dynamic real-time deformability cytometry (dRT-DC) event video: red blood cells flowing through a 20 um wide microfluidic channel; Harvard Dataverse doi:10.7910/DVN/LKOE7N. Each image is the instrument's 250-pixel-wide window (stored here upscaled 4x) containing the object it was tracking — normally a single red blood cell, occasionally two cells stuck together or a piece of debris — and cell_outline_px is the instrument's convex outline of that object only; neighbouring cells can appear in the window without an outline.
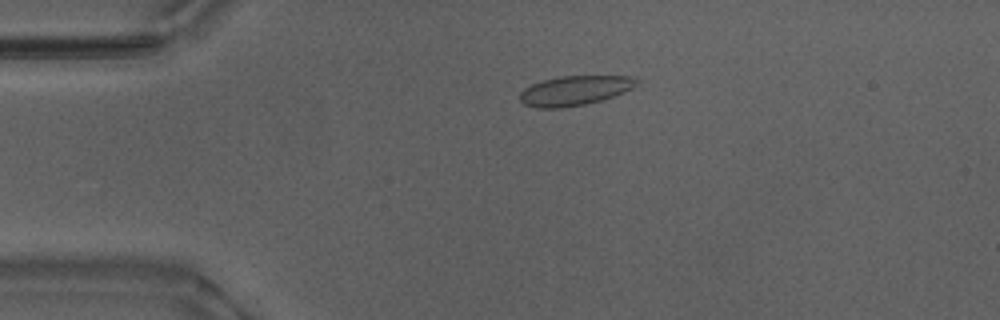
{"species": "Egyptian fruit bat (a non-hibernating species)", "species_latin": "Rousettus aegyptiacus", "temperature_condition": "warm", "stored_images_in_passage": 54, "camera_frame_rate_fps": 3000, "um_per_image_px": 0.085, "animal": {"sex": "male"}, "frame": {"image": 1, "passage_image": 12, "time_ms": 3.667, "image_size_px": [1000, 320], "cell_outline_px": [[640, 84], [624, 92], [600, 100], [584, 104], [560, 108], [540, 108], [524, 104], [520, 100], [520, 92], [524, 88], [532, 84], [544, 80], [560, 76], [636, 76], [640, 80]], "centroid_in_image_um": [48.89, 7.68], "position_along_channel_um": 36.1, "area_um2": 20.11}}
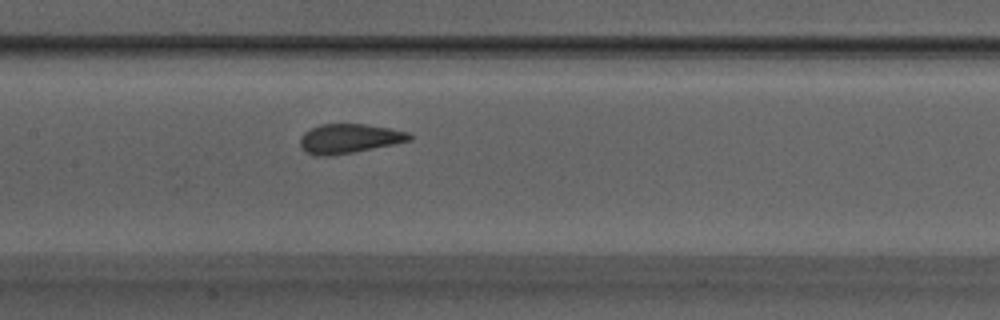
{"frame": {"image": 2, "passage_image": 26, "time_ms": 8.333, "image_size_px": [1000, 320], "cell_outline_px": [[412, 140], [352, 152], [328, 156], [316, 156], [304, 152], [300, 148], [300, 136], [304, 132], [320, 124], [364, 124], [388, 128], [408, 132], [412, 136]], "centroid_in_image_um": [29.62, 11.78], "position_along_channel_um": 177.8, "area_um2": 18.61}}
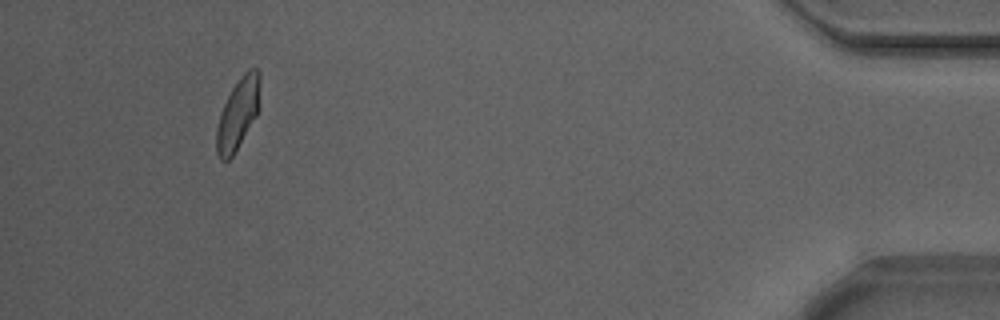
{"frame": {"image": 3, "passage_image": 50, "time_ms": 16.333, "image_size_px": [1000, 320], "cell_outline_px": [[260, 108], [256, 116], [232, 156], [228, 160], [220, 160], [216, 152], [216, 128], [220, 112], [232, 88], [240, 76], [248, 68], [256, 68], [260, 72]], "centroid_in_image_um": [20.24, 9.63], "position_along_channel_um": 415.0, "area_um2": 18.15}, "authors_computed_cell_mechanics": {"area_um2": 18.9584, "velocity_mm_per_s": 3.8433, "shape_relaxation_time_tau1_ms": 3.8553, "shape_relaxation_time_tau2_ms": null, "deformation_change_tau1": 0.1577, "deformation_change_tau2": null}}